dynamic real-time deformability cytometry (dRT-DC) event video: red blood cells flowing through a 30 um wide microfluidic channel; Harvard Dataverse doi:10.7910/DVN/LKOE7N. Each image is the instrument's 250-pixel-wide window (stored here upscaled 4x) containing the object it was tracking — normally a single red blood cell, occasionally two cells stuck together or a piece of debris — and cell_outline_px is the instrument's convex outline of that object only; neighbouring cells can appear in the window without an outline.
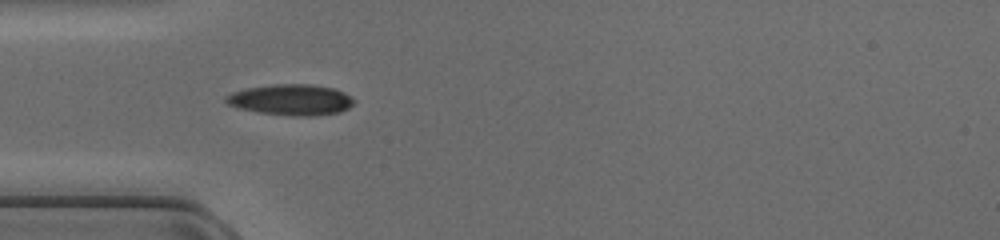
{"species": "common noctule bat (a hibernating species)", "species_latin": "Nyctalus noctula", "temperature_condition": "cold", "stored_images_in_passage": 37, "camera_frame_rate_fps": 3000, "um_per_image_px": 0.085, "animal": {"sex": "female", "body_mass_g": 17.0, "forearm_length_mm": 48.0}, "frame": {"image": 1, "passage_image": 4, "time_ms": 1.0, "image_size_px": [1000, 240], "cell_outline_px": [[356, 100], [348, 108], [340, 112], [312, 116], [300, 116], [260, 112], [240, 108], [228, 104], [224, 100], [224, 96], [232, 92], [248, 88], [276, 84], [312, 84], [332, 88], [344, 92]], "centroid_in_image_um": [24.75, 8.47], "position_along_channel_um": 60.2, "area_um2": 22.83}}
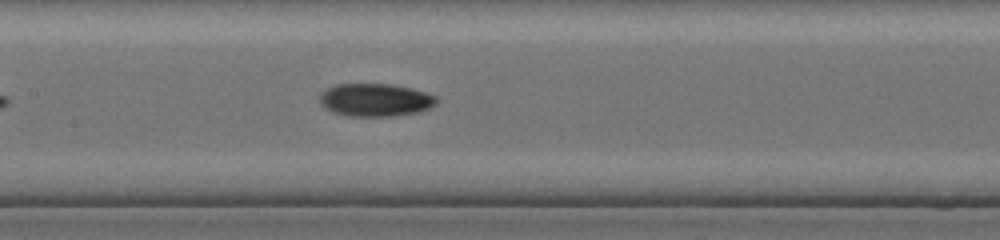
{"frame": {"image": 2, "passage_image": 12, "time_ms": 3.667, "image_size_px": [1000, 240], "cell_outline_px": [[436, 104], [428, 108], [416, 112], [392, 116], [348, 116], [332, 112], [324, 108], [320, 104], [320, 96], [328, 88], [336, 84], [388, 84], [412, 88], [436, 96]], "centroid_in_image_um": [31.87, 8.5], "position_along_channel_um": 175.5, "area_um2": 22.2}}
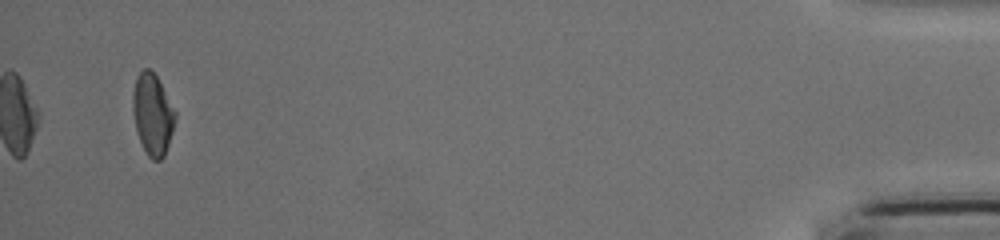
{"frame": {"image": 3, "passage_image": 35, "time_ms": 11.333, "image_size_px": [1000, 240], "cell_outline_px": [[176, 120], [164, 156], [160, 160], [152, 160], [148, 156], [140, 140], [136, 128], [132, 108], [132, 92], [136, 76], [144, 68], [148, 68], [156, 76], [176, 112]], "centroid_in_image_um": [12.96, 9.71], "position_along_channel_um": 422.2, "area_um2": 19.88}}